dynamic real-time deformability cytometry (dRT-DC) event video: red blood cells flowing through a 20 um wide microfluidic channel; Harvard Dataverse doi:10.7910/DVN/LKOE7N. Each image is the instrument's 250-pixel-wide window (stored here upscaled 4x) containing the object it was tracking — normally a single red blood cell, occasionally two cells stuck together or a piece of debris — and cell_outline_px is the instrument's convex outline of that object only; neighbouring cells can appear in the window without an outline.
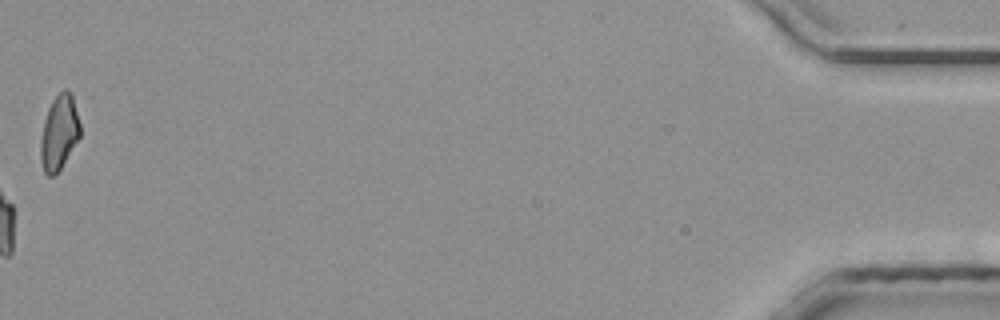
{"species": "common noctule bat (a hibernating species)", "species_latin": "Nyctalus noctula", "temperature_condition": "room temperature", "stored_images_in_passage": 45, "camera_frame_rate_fps": 3000, "um_per_image_px": 0.085, "animal": {"sex": "male", "body_mass_g": 20.4}, "frame": {"image": 1, "passage_image": 45, "time_ms": 14.667, "image_size_px": [1000, 320], "cell_outline_px": [[80, 136], [60, 168], [52, 176], [48, 176], [44, 172], [40, 160], [40, 140], [44, 120], [48, 108], [52, 100], [64, 88], [72, 92], [80, 124]], "centroid_in_image_um": [5.02, 11.23], "position_along_channel_um": 430.2, "area_um2": 17.17}}